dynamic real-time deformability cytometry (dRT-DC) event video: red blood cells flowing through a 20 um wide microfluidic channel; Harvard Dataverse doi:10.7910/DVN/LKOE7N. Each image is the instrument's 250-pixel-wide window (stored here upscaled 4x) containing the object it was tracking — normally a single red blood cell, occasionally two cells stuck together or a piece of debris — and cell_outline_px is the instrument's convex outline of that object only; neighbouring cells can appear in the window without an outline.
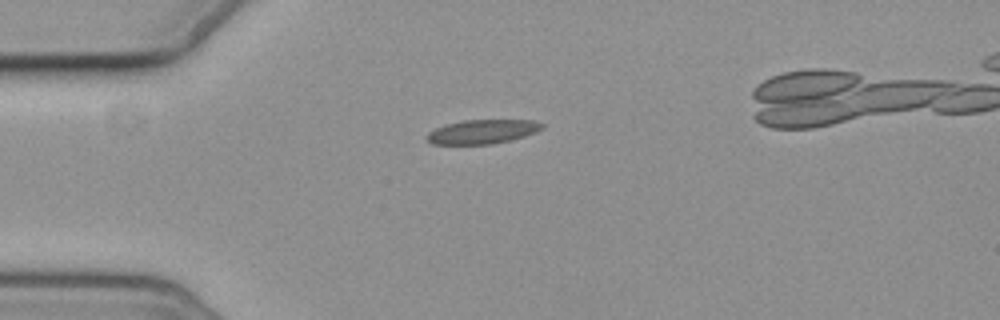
{"species": "common noctule bat (a hibernating species)", "species_latin": "Nyctalus noctula", "temperature_condition": "cold", "stored_images_in_passage": 2, "camera_frame_rate_fps": 3000, "um_per_image_px": 0.085, "animal": {"sex": "female", "body_mass_g": 19.3, "forearm_length_mm": 54.1}, "frame": {"image": 1, "passage_image": 2, "time_ms": 1.667, "image_size_px": [1000, 320], "cell_outline_px": [[544, 128], [536, 132], [524, 136], [492, 144], [432, 144], [424, 136], [428, 132], [444, 124], [464, 120], [536, 120], [544, 124]], "centroid_in_image_um": [41.0, 11.18], "position_along_channel_um": 44.0, "area_um2": 16.24}}